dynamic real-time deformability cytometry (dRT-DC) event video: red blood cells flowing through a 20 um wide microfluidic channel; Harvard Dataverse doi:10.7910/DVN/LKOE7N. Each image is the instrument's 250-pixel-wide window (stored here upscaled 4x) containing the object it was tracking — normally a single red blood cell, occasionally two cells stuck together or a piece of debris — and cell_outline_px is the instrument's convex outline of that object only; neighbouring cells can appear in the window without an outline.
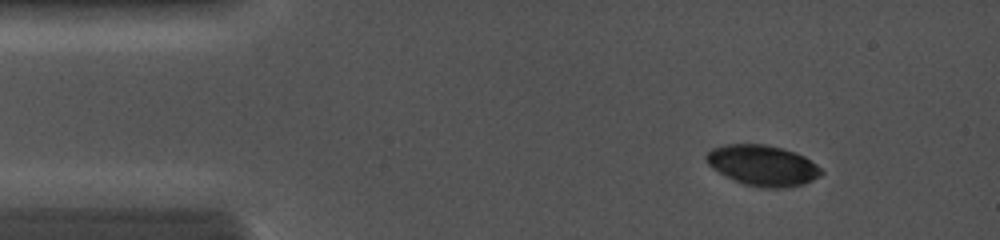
{"species": "common noctule bat (a hibernating species)", "species_latin": "Nyctalus noctula", "temperature_condition": "cold", "stored_images_in_passage": 5, "camera_frame_rate_fps": 5000, "um_per_image_px": 0.085, "animal": {"sex": "female", "body_mass_g": 19.0, "forearm_length_mm": 56.7}, "frame": {"image": 1, "passage_image": 1, "time_ms": 0.0, "image_size_px": [1000, 240], "cell_outline_px": [[824, 172], [820, 176], [804, 184], [776, 188], [760, 188], [744, 184], [712, 168], [708, 164], [704, 156], [712, 148], [724, 144], [764, 144], [784, 148], [804, 156], [816, 164]], "centroid_in_image_um": [64.83, 14.05], "position_along_channel_um": 20.2, "area_um2": 27.11}}